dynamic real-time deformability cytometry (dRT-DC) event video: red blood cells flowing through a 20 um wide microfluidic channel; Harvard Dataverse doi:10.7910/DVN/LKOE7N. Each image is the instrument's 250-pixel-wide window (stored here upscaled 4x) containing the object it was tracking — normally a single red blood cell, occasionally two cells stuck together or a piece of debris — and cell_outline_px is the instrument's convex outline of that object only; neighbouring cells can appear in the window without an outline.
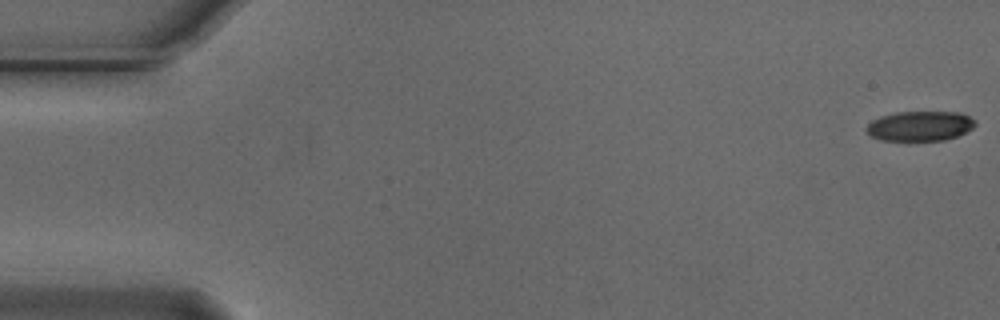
{"species": "Egyptian fruit bat (a non-hibernating species)", "species_latin": "Rousettus aegyptiacus", "temperature_condition": "cold", "stored_images_in_passage": 55, "camera_frame_rate_fps": 3000, "um_per_image_px": 0.085, "animal": {"sex": "male"}, "frame": {"image": 1, "passage_image": 1, "time_ms": 0.0, "image_size_px": [1000, 320], "cell_outline_px": [[976, 124], [972, 128], [956, 136], [944, 140], [880, 140], [872, 136], [864, 128], [872, 120], [880, 116], [896, 112], [960, 112], [976, 120]], "centroid_in_image_um": [78.18, 10.7], "position_along_channel_um": 6.8, "area_um2": 18.84}}
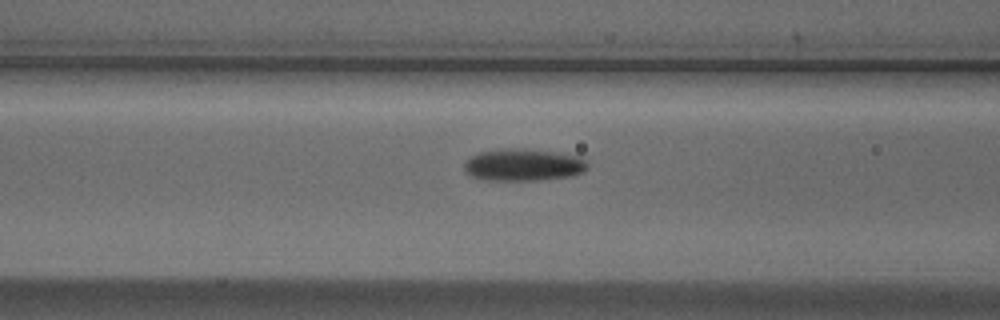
{"frame": {"image": 2, "passage_image": 22, "time_ms": 7.0, "image_size_px": [1000, 320], "cell_outline_px": [[588, 168], [584, 172], [572, 176], [536, 180], [484, 180], [472, 176], [464, 172], [464, 164], [472, 156], [480, 152], [504, 148], [524, 148], [556, 152], [580, 156], [588, 160]], "centroid_in_image_um": [44.53, 14.01], "position_along_channel_um": 122.1, "area_um2": 23.35}}
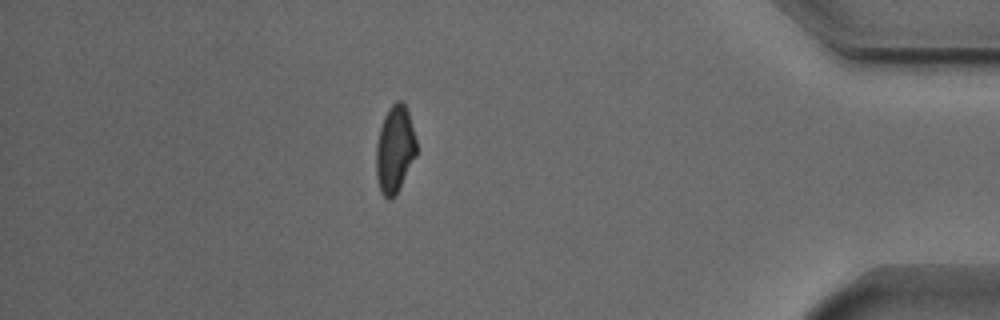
{"frame": {"image": 3, "passage_image": 48, "time_ms": 15.667, "image_size_px": [1000, 320], "cell_outline_px": [[416, 156], [400, 188], [388, 200], [380, 192], [376, 176], [376, 144], [380, 128], [384, 116], [388, 108], [396, 100], [400, 100], [404, 104], [408, 112], [416, 140]], "centroid_in_image_um": [33.55, 12.69], "position_along_channel_um": 401.7, "area_um2": 20.4}, "authors_computed_cell_mechanics": {"area_um2": 21.386, "velocity_mm_per_s": 3.7348, "shape_relaxation_time_tau1_ms": 3.662, "shape_relaxation_time_tau2_ms": 6.5363, "deformation_change_tau1": 0.1305, "deformation_change_tau2": 0.1222}}